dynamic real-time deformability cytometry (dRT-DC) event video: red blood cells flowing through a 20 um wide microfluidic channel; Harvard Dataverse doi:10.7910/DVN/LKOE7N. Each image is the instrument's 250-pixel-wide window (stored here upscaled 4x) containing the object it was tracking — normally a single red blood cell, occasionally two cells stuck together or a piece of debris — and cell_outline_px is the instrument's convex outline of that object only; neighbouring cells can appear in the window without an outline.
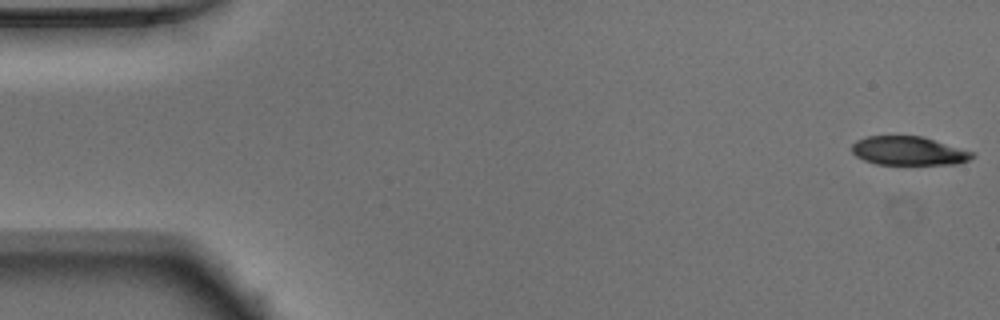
{"species": "Egyptian fruit bat (a non-hibernating species)", "species_latin": "Rousettus aegyptiacus", "temperature_condition": "warm", "stored_images_in_passage": 51, "camera_frame_rate_fps": 3000, "um_per_image_px": 0.085, "animal": {"sex": "male"}, "frame": {"image": 1, "passage_image": 1, "time_ms": 0.0, "image_size_px": [1000, 320], "cell_outline_px": [[976, 156], [968, 160], [956, 164], [876, 164], [864, 160], [856, 156], [852, 152], [852, 144], [856, 140], [868, 136], [924, 136], [976, 152]], "centroid_in_image_um": [77.28, 12.82], "position_along_channel_um": 7.7, "area_um2": 20.4}}
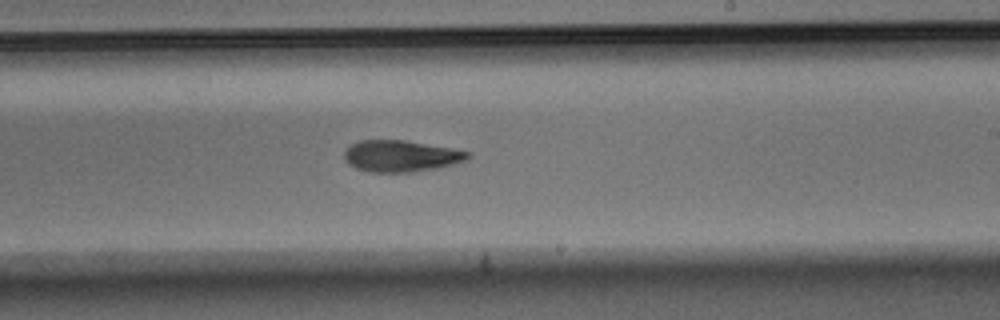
{"frame": {"image": 2, "passage_image": 30, "time_ms": 9.667, "image_size_px": [1000, 320], "cell_outline_px": [[472, 156], [464, 160], [452, 164], [436, 168], [412, 172], [368, 172], [356, 168], [348, 164], [344, 160], [344, 152], [352, 144], [360, 140], [404, 140], [472, 152]], "centroid_in_image_um": [34.05, 13.27], "position_along_channel_um": 254.9, "area_um2": 22.54}}
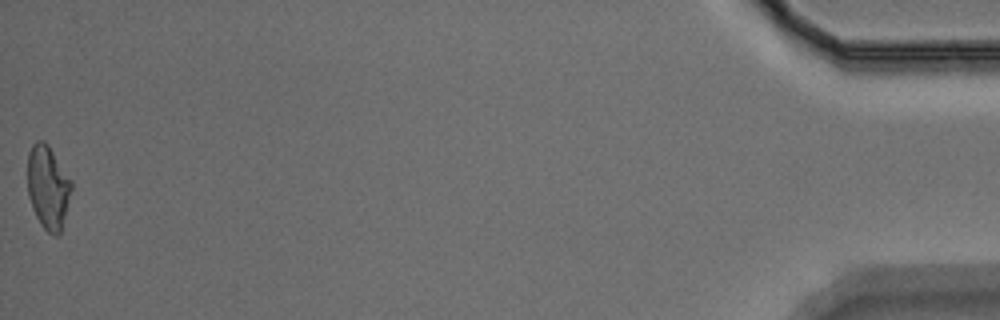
{"frame": {"image": 3, "passage_image": 51, "time_ms": 16.667, "image_size_px": [1000, 320], "cell_outline_px": [[72, 188], [60, 232], [56, 236], [52, 236], [40, 224], [32, 208], [28, 196], [28, 152], [32, 144], [36, 140], [44, 140], [48, 144], [72, 180]], "centroid_in_image_um": [4.07, 15.89], "position_along_channel_um": 431.1, "area_um2": 21.39}, "authors_computed_cell_mechanics": {"area_um2": 22.4842, "velocity_mm_per_s": 3.9415, "shape_relaxation_time_tau1_ms": 3.0955, "shape_relaxation_time_tau2_ms": 5.1794, "deformation_change_tau1": 0.1592, "deformation_change_tau2": 0.1474}}